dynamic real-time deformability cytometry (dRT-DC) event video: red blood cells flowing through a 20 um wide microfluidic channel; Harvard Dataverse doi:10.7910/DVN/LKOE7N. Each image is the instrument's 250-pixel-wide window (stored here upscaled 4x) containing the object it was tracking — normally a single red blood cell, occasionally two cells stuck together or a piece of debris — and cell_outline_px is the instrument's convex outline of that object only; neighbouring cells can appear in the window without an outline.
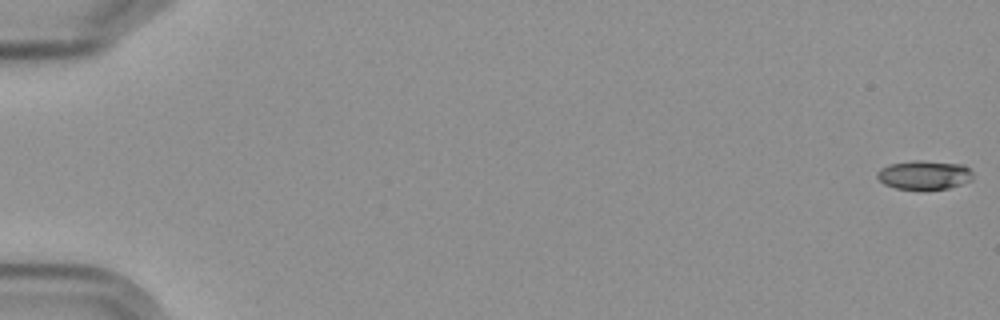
{"species": "Egyptian fruit bat (a non-hibernating species)", "species_latin": "Rousettus aegyptiacus", "temperature_condition": "cold", "stored_images_in_passage": 12, "camera_frame_rate_fps": 3000, "um_per_image_px": 0.085, "frame": {"image": 1, "passage_image": 1, "time_ms": 0.0, "image_size_px": [1000, 320], "cell_outline_px": [[972, 180], [948, 188], [896, 188], [884, 184], [876, 176], [876, 172], [880, 168], [888, 164], [964, 164], [972, 172]], "centroid_in_image_um": [78.55, 14.92], "position_along_channel_um": 6.5, "area_um2": 14.8}}
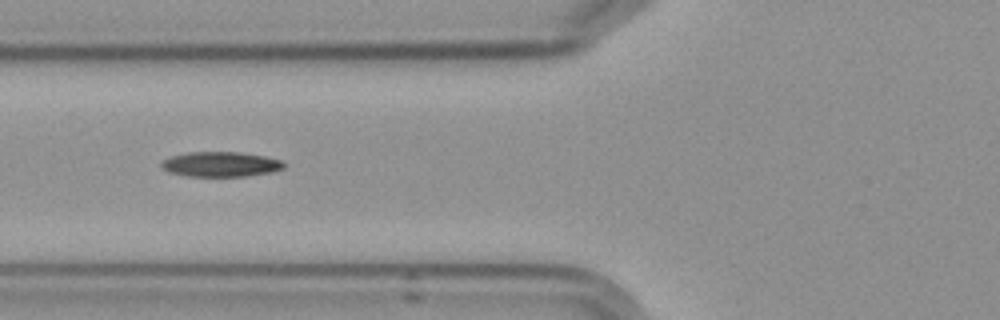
{"frame": {"image": 2, "passage_image": 7, "time_ms": 7.667, "image_size_px": [1000, 320], "cell_outline_px": [[284, 168], [272, 172], [248, 176], [188, 176], [168, 172], [160, 168], [160, 164], [164, 160], [172, 156], [188, 152], [240, 152], [264, 156], [284, 160]], "centroid_in_image_um": [18.77, 13.96], "position_along_channel_um": 107.0, "area_um2": 17.92}}
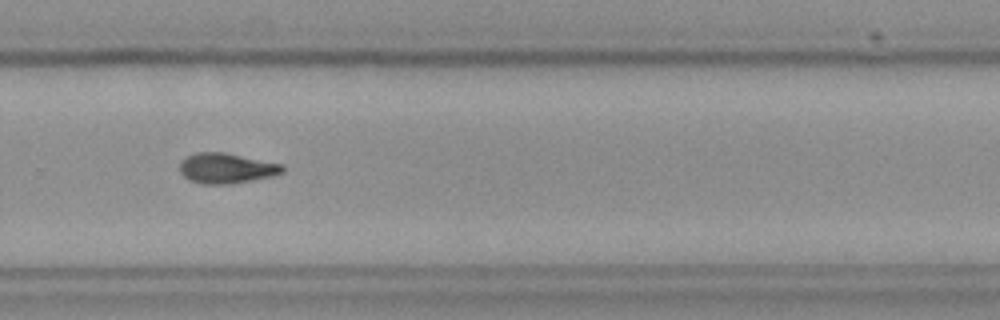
{"frame": {"image": 3, "passage_image": 12, "time_ms": 13.333, "image_size_px": [1000, 320], "cell_outline_px": [[284, 172], [272, 176], [252, 180], [228, 184], [204, 184], [192, 180], [184, 176], [180, 172], [180, 160], [184, 156], [196, 152], [224, 152], [284, 164]], "centroid_in_image_um": [19.24, 14.28], "position_along_channel_um": 310.6, "area_um2": 18.21}}